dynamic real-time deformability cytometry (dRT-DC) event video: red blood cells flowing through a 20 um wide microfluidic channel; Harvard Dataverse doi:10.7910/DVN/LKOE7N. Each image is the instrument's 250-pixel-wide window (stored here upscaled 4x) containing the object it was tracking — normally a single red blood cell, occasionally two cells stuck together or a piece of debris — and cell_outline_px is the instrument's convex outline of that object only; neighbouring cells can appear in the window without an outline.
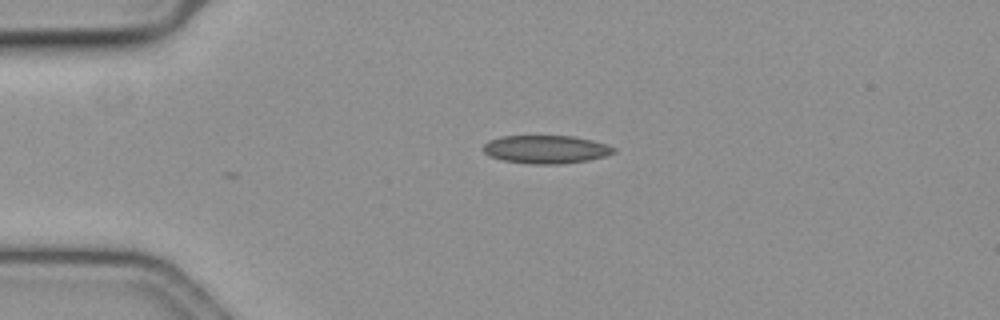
{"species": "common noctule bat (a hibernating species)", "species_latin": "Nyctalus noctula", "temperature_condition": "cold", "stored_images_in_passage": 6, "camera_frame_rate_fps": 3000, "um_per_image_px": 0.085, "animal": {"sex": "female", "body_mass_g": 19.3, "forearm_length_mm": 54.1}, "frame": {"image": 1, "passage_image": 2, "time_ms": 0.333, "image_size_px": [1000, 320], "cell_outline_px": [[616, 152], [604, 156], [588, 160], [556, 164], [532, 164], [504, 160], [488, 156], [484, 152], [484, 144], [488, 140], [500, 136], [572, 136], [592, 140], [608, 144], [616, 148]], "centroid_in_image_um": [46.41, 12.69], "position_along_channel_um": 38.6, "area_um2": 21.39}}